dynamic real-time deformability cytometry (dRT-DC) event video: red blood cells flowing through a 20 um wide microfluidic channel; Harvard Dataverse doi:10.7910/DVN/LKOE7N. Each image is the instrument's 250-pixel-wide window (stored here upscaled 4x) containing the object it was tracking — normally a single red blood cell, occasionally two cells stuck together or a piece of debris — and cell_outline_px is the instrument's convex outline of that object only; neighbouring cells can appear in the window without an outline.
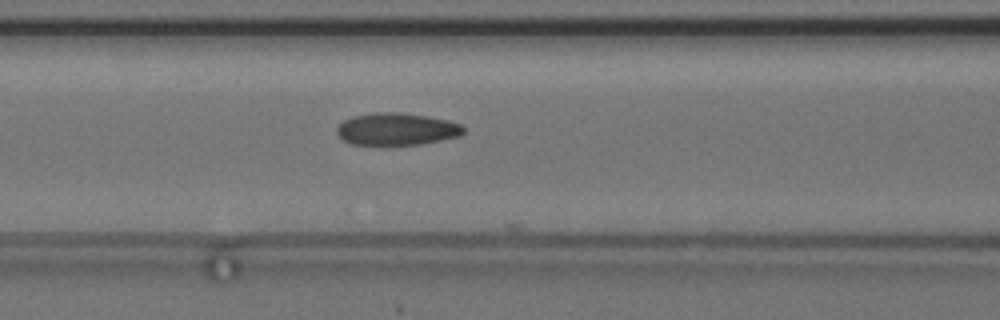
{"species": "common noctule bat (a hibernating species)", "species_latin": "Nyctalus noctula", "temperature_condition": "cold", "stored_images_in_passage": 44, "camera_frame_rate_fps": 3000, "um_per_image_px": 0.085, "animal": {"sex": "female", "body_mass_g": 24.6, "forearm_length_mm": 56.2}, "frame": {"image": 1, "passage_image": 12, "time_ms": 3.667, "image_size_px": [1000, 320], "cell_outline_px": [[464, 132], [460, 136], [420, 144], [352, 144], [344, 140], [336, 132], [336, 128], [344, 120], [352, 116], [376, 112], [392, 112], [428, 116], [448, 120], [460, 124], [464, 128]], "centroid_in_image_um": [33.72, 10.96], "position_along_channel_um": 132.9, "area_um2": 23.52}}
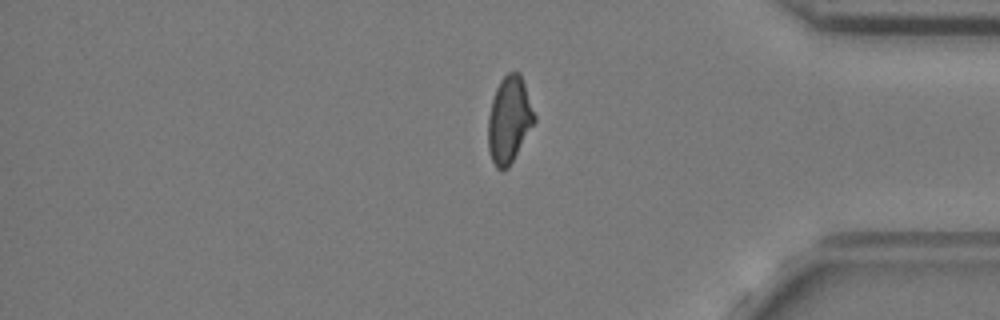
{"frame": {"image": 2, "passage_image": 35, "time_ms": 11.333, "image_size_px": [1000, 320], "cell_outline_px": [[536, 120], [508, 168], [500, 172], [496, 168], [492, 160], [488, 148], [488, 116], [492, 100], [496, 88], [500, 80], [508, 72], [520, 72], [536, 116]], "centroid_in_image_um": [43.27, 10.18], "position_along_channel_um": 391.9, "area_um2": 23.29}}